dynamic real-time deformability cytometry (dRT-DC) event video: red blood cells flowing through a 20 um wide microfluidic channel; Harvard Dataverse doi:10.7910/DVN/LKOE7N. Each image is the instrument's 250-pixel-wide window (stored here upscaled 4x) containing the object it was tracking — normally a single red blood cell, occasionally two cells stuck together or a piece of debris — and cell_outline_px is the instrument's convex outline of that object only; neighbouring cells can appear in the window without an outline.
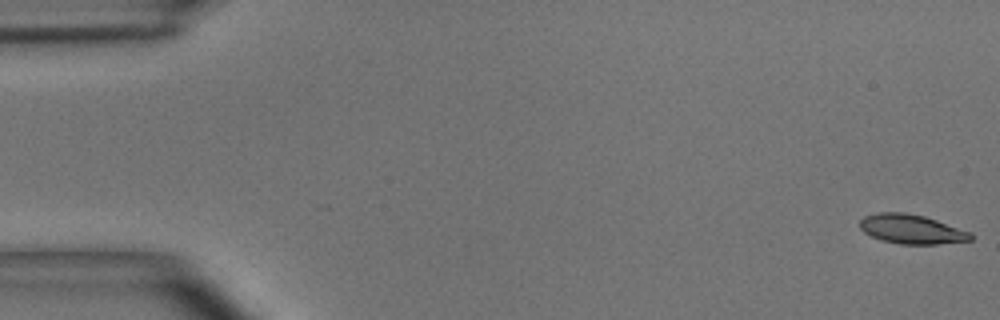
{"species": "common noctule bat (a hibernating species)", "species_latin": "Nyctalus noctula", "temperature_condition": "room temperature", "stored_images_in_passage": 55, "camera_frame_rate_fps": 3000, "um_per_image_px": 0.085, "animal": {"sex": "male", "body_mass_g": 15.6}, "frame": {"image": 1, "passage_image": 1, "time_ms": 0.0, "image_size_px": [1000, 320], "cell_outline_px": [[972, 240], [936, 244], [900, 244], [880, 240], [864, 232], [860, 228], [860, 220], [864, 216], [876, 212], [904, 212], [924, 216], [972, 232]], "centroid_in_image_um": [77.46, 19.47], "position_along_channel_um": 7.5, "area_um2": 18.96}}
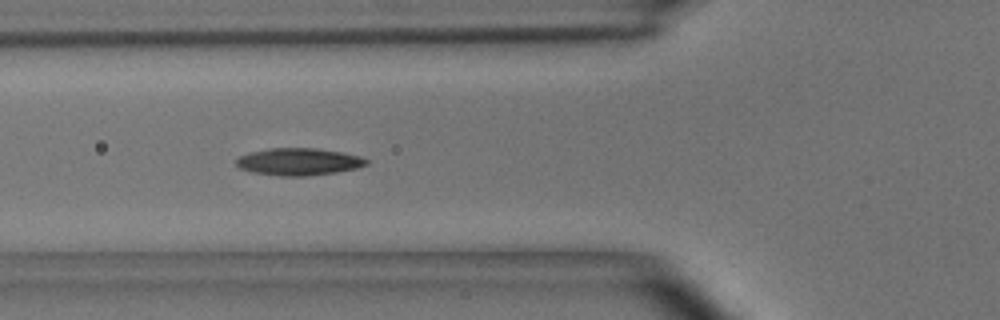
{"frame": {"image": 2, "passage_image": 20, "time_ms": 6.333, "image_size_px": [1000, 320], "cell_outline_px": [[368, 164], [356, 168], [336, 172], [304, 176], [280, 176], [252, 172], [240, 168], [236, 164], [236, 160], [240, 156], [248, 152], [268, 148], [316, 148], [340, 152], [360, 156], [368, 160]], "centroid_in_image_um": [25.36, 13.74], "position_along_channel_um": 100.4, "area_um2": 20.58}}
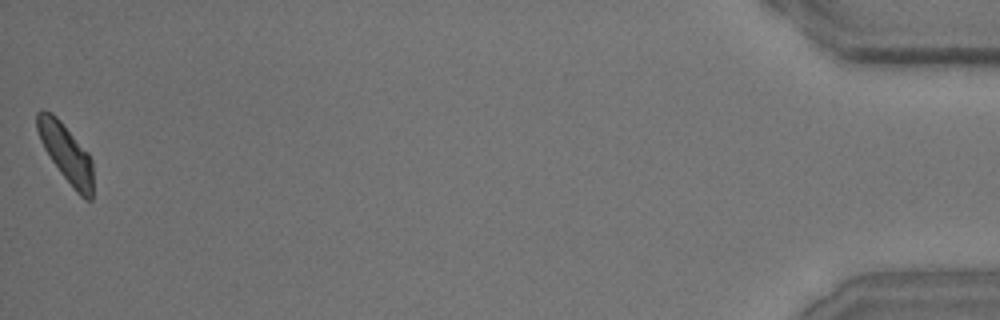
{"frame": {"image": 3, "passage_image": 55, "time_ms": 18.0, "image_size_px": [1000, 320], "cell_outline_px": [[92, 200], [84, 200], [76, 192], [60, 172], [44, 148], [40, 140], [36, 128], [36, 112], [40, 108], [44, 108], [52, 112], [60, 120], [88, 152], [92, 160]], "centroid_in_image_um": [5.59, 12.97], "position_along_channel_um": 429.6, "area_um2": 19.07}, "authors_computed_cell_mechanics": {"area_um2": 19.363, "velocity_mm_per_s": 3.6317, "shape_relaxation_time_tau1_ms": 4.0043, "shape_relaxation_time_tau2_ms": 4.5673, "deformation_change_tau1": 0.1477, "deformation_change_tau2": 0.1087}}